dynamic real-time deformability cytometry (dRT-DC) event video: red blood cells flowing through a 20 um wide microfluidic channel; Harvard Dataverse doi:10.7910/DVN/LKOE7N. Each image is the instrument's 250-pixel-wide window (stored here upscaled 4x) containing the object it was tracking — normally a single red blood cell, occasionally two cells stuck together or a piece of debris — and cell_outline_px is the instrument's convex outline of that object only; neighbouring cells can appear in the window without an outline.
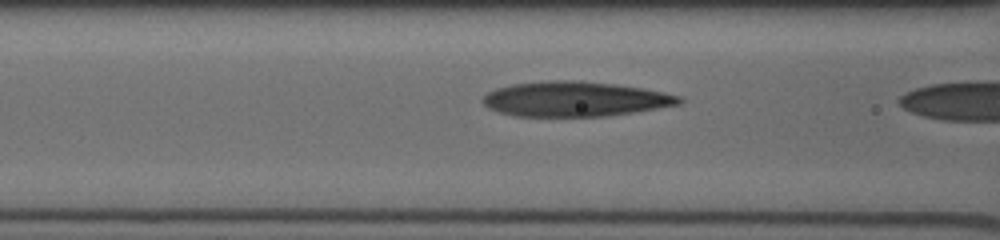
{"species": "human", "species_latin": "Homo sapiens", "temperature_condition": "cold", "stored_images_in_passage": 11, "camera_frame_rate_fps": 3000, "um_per_image_px": 0.085, "donor": {"sex": "male"}, "frame": {"image": 1, "passage_image": 10, "time_ms": 3.0, "image_size_px": [1000, 240], "cell_outline_px": [[684, 100], [680, 104], [632, 112], [604, 116], [516, 116], [500, 112], [488, 108], [484, 104], [484, 96], [488, 92], [496, 88], [512, 84], [548, 80], [580, 80], [616, 84], [664, 92], [680, 96]], "centroid_in_image_um": [48.86, 8.41], "position_along_channel_um": 117.7, "area_um2": 39.77}}